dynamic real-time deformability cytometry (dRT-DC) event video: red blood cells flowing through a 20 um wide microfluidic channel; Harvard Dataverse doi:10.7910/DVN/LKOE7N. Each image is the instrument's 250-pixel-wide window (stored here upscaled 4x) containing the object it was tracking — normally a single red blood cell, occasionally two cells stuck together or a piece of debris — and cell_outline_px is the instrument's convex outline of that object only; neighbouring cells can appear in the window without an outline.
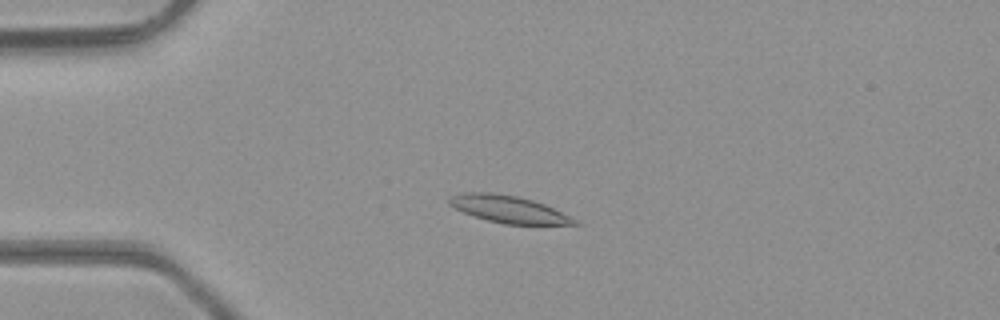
{"species": "common noctule bat (a hibernating species)", "species_latin": "Nyctalus noctula", "temperature_condition": "room temperature", "stored_images_in_passage": 47, "camera_frame_rate_fps": 3000, "um_per_image_px": 0.085, "animal": {"sex": "male", "body_mass_g": 23.1, "forearm_length_mm": 52.7}, "frame": {"image": 1, "passage_image": 11, "time_ms": 3.333, "image_size_px": [1000, 320], "cell_outline_px": [[580, 224], [504, 224], [488, 220], [464, 212], [448, 204], [448, 196], [464, 192], [492, 192], [516, 196], [532, 200], [544, 204], [576, 220]], "centroid_in_image_um": [43.16, 17.76], "position_along_channel_um": 41.8, "area_um2": 19.42}}
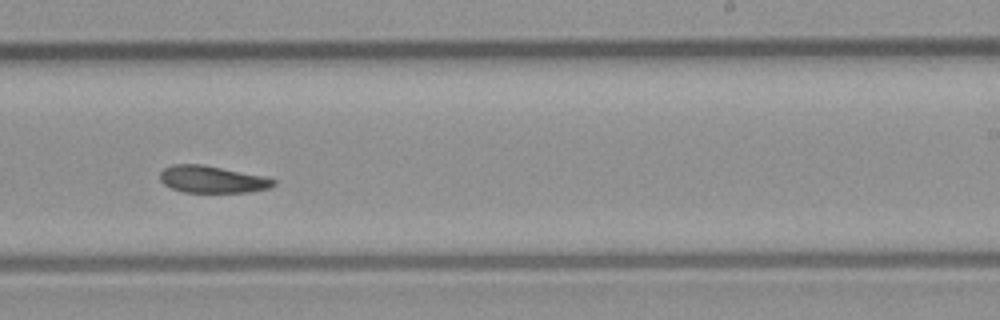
{"frame": {"image": 2, "passage_image": 29, "time_ms": 9.333, "image_size_px": [1000, 320], "cell_outline_px": [[276, 184], [268, 188], [248, 192], [184, 192], [172, 188], [164, 184], [160, 180], [160, 172], [164, 168], [172, 164], [204, 164], [264, 176], [276, 180]], "centroid_in_image_um": [18.03, 15.23], "position_along_channel_um": 271.0, "area_um2": 17.92}}
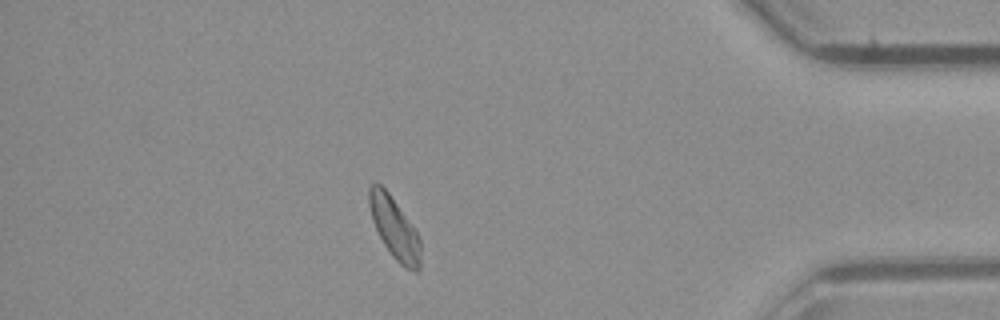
{"frame": {"image": 3, "passage_image": 41, "time_ms": 13.333, "image_size_px": [1000, 320], "cell_outline_px": [[420, 272], [412, 272], [404, 268], [392, 256], [384, 244], [372, 220], [368, 204], [368, 188], [372, 184], [380, 184], [388, 192], [420, 236]], "centroid_in_image_um": [33.54, 19.42], "position_along_channel_um": 401.7, "area_um2": 18.38}}